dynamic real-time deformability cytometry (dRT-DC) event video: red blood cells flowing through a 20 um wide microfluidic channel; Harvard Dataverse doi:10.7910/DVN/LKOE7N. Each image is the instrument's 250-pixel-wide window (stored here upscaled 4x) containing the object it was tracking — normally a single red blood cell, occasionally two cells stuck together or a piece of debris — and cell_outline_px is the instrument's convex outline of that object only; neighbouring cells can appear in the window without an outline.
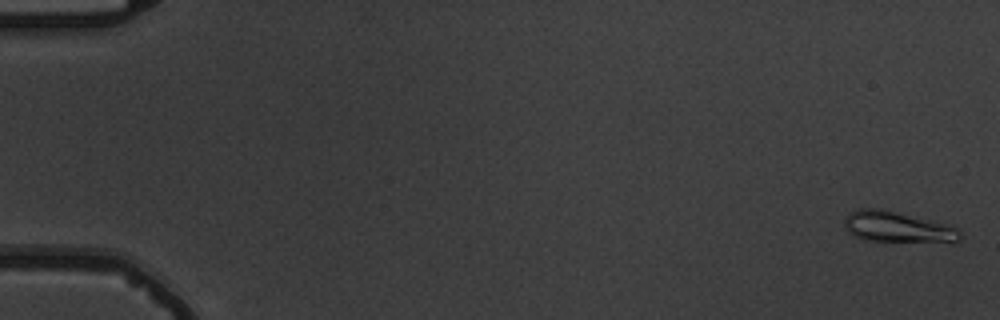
{"species": "common noctule bat (a hibernating species)", "species_latin": "Nyctalus noctula", "temperature_condition": "warm", "stored_images_in_passage": 5, "camera_frame_rate_fps": 3000, "um_per_image_px": 0.085, "animal": {"sex": "male", "body_mass_g": 19.5, "forearm_length_mm": 54.6}, "frame": {"image": 1, "passage_image": 1, "time_ms": 0.0, "image_size_px": [1000, 320], "cell_outline_px": [[960, 240], [864, 240], [852, 236], [844, 228], [844, 216], [848, 212], [860, 208], [880, 208], [948, 224], [960, 228]], "centroid_in_image_um": [76.16, 19.25], "position_along_channel_um": 8.8, "area_um2": 20.35}}